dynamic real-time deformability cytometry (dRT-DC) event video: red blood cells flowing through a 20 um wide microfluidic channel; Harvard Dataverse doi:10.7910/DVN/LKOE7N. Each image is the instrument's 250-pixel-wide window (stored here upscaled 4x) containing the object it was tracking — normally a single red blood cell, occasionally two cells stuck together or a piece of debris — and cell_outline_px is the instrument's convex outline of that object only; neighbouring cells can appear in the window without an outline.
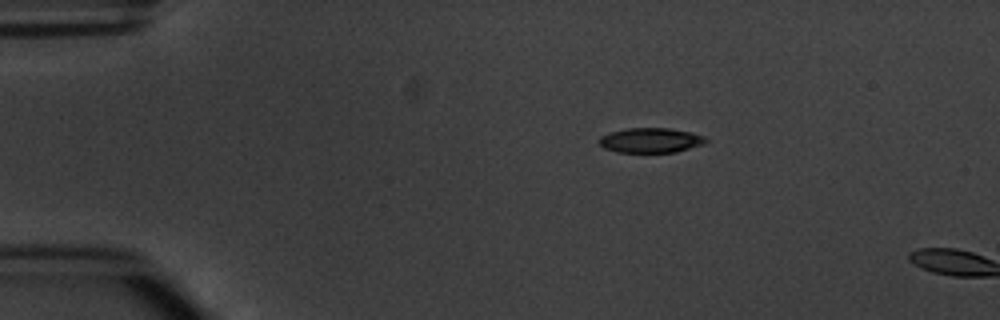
{"species": "common noctule bat (a hibernating species)", "species_latin": "Nyctalus noctula", "temperature_condition": "warm", "stored_images_in_passage": 2, "camera_frame_rate_fps": 3000, "um_per_image_px": 0.085, "animal": {"sex": "male", "body_mass_g": 20.1, "forearm_length_mm": 53.5}, "frame": {"image": 1, "passage_image": 1, "time_ms": 0.0, "image_size_px": [1000, 320], "cell_outline_px": [[708, 140], [704, 144], [676, 152], [616, 152], [604, 148], [596, 140], [600, 136], [608, 132], [628, 128], [668, 128], [692, 132], [704, 136]], "centroid_in_image_um": [55.28, 11.92], "position_along_channel_um": 29.7, "area_um2": 15.61}}